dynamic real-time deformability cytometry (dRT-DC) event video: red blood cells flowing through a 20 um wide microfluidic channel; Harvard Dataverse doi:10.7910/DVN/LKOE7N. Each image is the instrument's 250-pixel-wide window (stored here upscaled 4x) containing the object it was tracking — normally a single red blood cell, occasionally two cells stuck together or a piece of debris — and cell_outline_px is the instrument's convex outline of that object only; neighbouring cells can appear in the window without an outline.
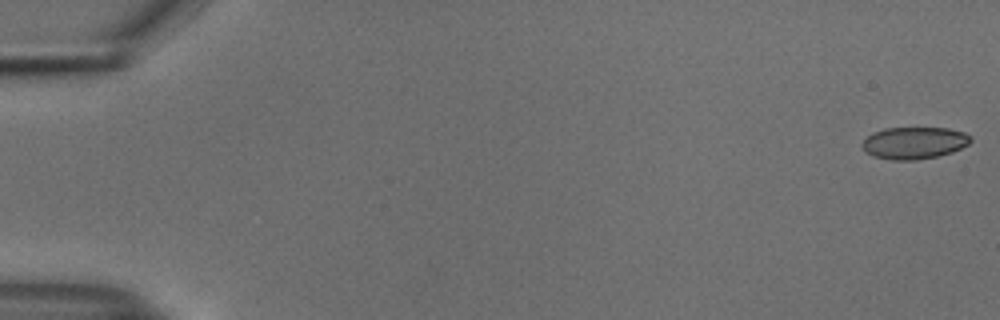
{"species": "common noctule bat (a hibernating species)", "species_latin": "Nyctalus noctula", "temperature_condition": "cold", "stored_images_in_passage": 54, "camera_frame_rate_fps": 3000, "um_per_image_px": 0.085, "animal": {"sex": "male", "body_mass_g": 18.8}, "frame": {"image": 1, "passage_image": 1, "time_ms": 0.0, "image_size_px": [1000, 320], "cell_outline_px": [[972, 140], [968, 144], [952, 152], [936, 156], [916, 160], [892, 160], [872, 156], [860, 144], [872, 132], [884, 128], [948, 128], [964, 132]], "centroid_in_image_um": [77.68, 12.14], "position_along_channel_um": 7.3, "area_um2": 20.11}}
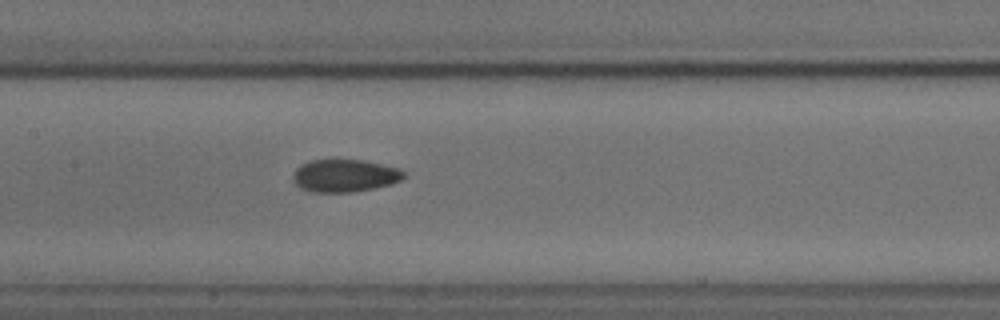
{"frame": {"image": 2, "passage_image": 27, "time_ms": 8.667, "image_size_px": [1000, 320], "cell_outline_px": [[404, 176], [400, 180], [392, 184], [352, 192], [312, 192], [300, 188], [292, 180], [292, 176], [296, 168], [300, 164], [312, 160], [364, 160], [400, 168], [404, 172]], "centroid_in_image_um": [29.28, 14.93], "position_along_channel_um": 178.1, "area_um2": 21.1}}
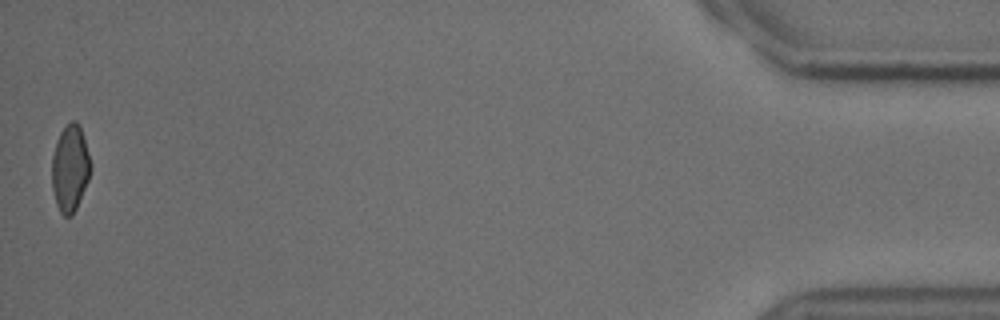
{"frame": {"image": 3, "passage_image": 54, "time_ms": 17.667, "image_size_px": [1000, 320], "cell_outline_px": [[92, 168], [88, 180], [76, 208], [72, 216], [64, 216], [60, 212], [56, 204], [52, 188], [52, 156], [56, 140], [60, 132], [72, 120], [76, 120], [80, 124], [92, 164]], "centroid_in_image_um": [5.96, 14.28], "position_along_channel_um": 429.2, "area_um2": 19.71}, "authors_computed_cell_mechanics": {"area_um2": 20.6346, "velocity_mm_per_s": 3.7479, "shape_relaxation_time_tau1_ms": 4.5967, "shape_relaxation_time_tau2_ms": 2.6595, "deformation_change_tau1": 0.1077, "deformation_change_tau2": 0.0676}}